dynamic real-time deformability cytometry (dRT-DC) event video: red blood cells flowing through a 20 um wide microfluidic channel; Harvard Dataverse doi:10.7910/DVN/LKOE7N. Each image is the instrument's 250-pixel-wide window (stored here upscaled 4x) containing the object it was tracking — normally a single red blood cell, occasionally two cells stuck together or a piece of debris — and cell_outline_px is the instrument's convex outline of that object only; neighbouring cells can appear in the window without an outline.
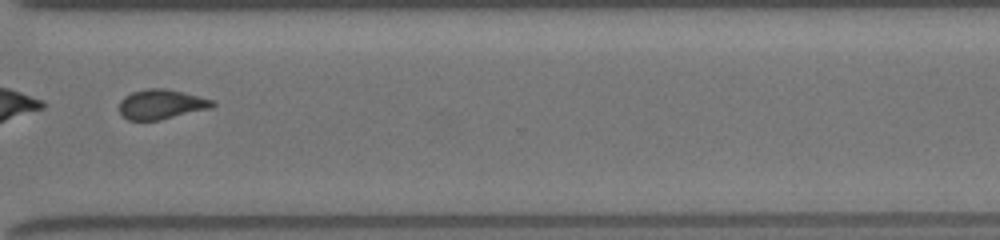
{"species": "common noctule bat (a hibernating species)", "species_latin": "Nyctalus noctula", "temperature_condition": "room temperature", "stored_images_in_passage": 51, "segment_of_instrument_passage": [2, 2], "camera_frame_rate_fps": 3000, "um_per_image_px": 0.085, "animal": {"sex": "female", "body_mass_g": 19.5, "forearm_length_mm": 54.1}, "frame": {"image": 1, "passage_image": 40, "time_ms": 13.0, "image_size_px": [1000, 240], "cell_outline_px": [[216, 104], [212, 108], [160, 120], [128, 120], [120, 112], [120, 100], [124, 96], [132, 92], [148, 88], [164, 88], [216, 100]], "centroid_in_image_um": [13.74, 8.86], "position_along_channel_um": 356.9, "area_um2": 16.18}}